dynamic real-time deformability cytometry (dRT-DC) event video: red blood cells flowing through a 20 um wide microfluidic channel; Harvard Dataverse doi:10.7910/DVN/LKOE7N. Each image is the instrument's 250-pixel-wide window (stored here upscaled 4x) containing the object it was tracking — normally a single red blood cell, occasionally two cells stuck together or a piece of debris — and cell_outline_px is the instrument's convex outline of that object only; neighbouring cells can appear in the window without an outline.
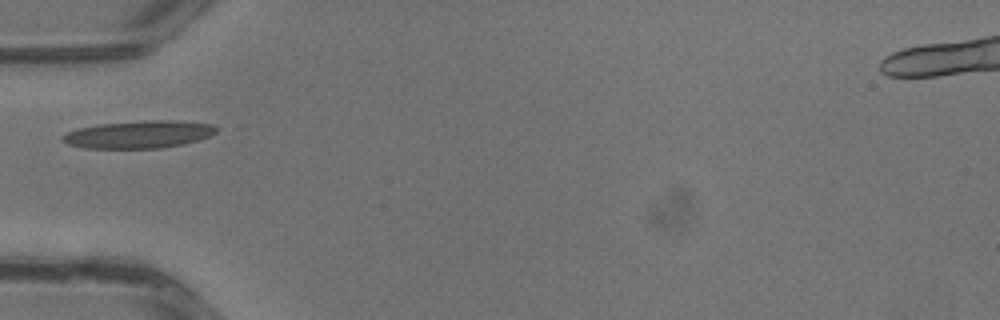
{"species": "common noctule bat (a hibernating species)", "species_latin": "Nyctalus noctula", "temperature_condition": "warm", "stored_images_in_passage": 17, "camera_frame_rate_fps": 3000, "um_per_image_px": 0.085, "animal": {"sex": "male", "body_mass_g": 13.3}, "frame": {"image": 1, "passage_image": 1, "time_ms": 0.0, "image_size_px": [1000, 320], "cell_outline_px": [[220, 128], [216, 132], [208, 136], [184, 144], [160, 148], [84, 148], [68, 144], [60, 140], [60, 136], [76, 128], [100, 124], [152, 120], [168, 120], [212, 124]], "centroid_in_image_um": [11.76, 11.43], "position_along_channel_um": 73.2, "area_um2": 24.57}}
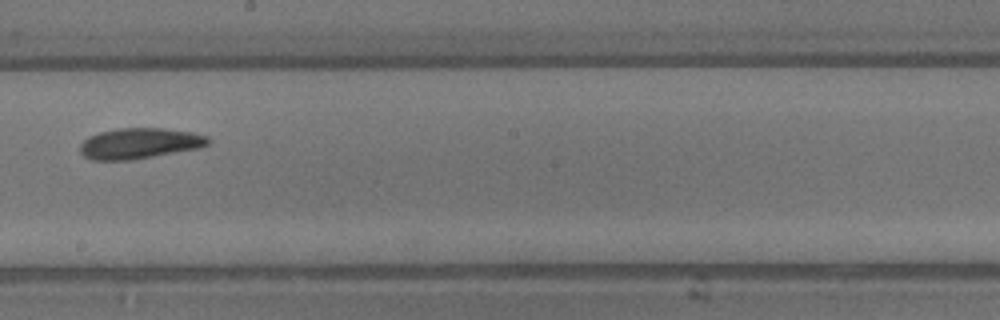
{"frame": {"image": 2, "passage_image": 10, "time_ms": 3.0, "image_size_px": [1000, 320], "cell_outline_px": [[212, 140], [208, 144], [200, 148], [132, 160], [92, 160], [84, 156], [80, 152], [80, 144], [88, 136], [100, 132], [116, 128], [164, 128], [192, 132], [208, 136]], "centroid_in_image_um": [11.87, 12.18], "position_along_channel_um": 236.3, "area_um2": 23.12}}
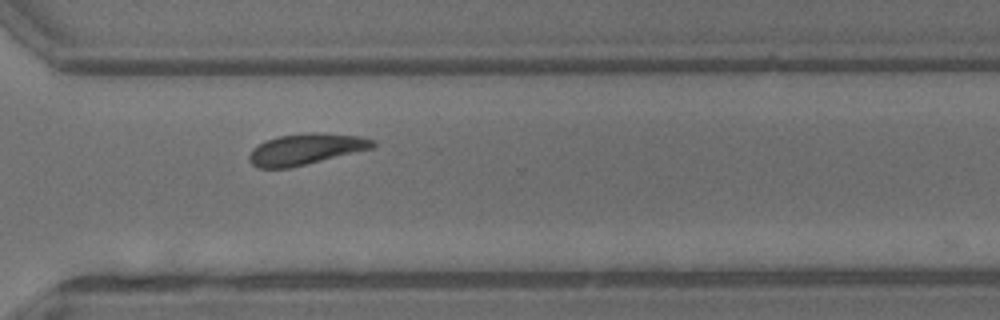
{"frame": {"image": 3, "passage_image": 16, "time_ms": 5.0, "image_size_px": [1000, 320], "cell_outline_px": [[376, 144], [372, 148], [288, 168], [256, 168], [248, 160], [248, 156], [252, 148], [268, 140], [280, 136], [304, 132], [324, 132], [364, 136], [376, 140]], "centroid_in_image_um": [26.01, 12.66], "position_along_channel_um": 344.6, "area_um2": 22.43}}